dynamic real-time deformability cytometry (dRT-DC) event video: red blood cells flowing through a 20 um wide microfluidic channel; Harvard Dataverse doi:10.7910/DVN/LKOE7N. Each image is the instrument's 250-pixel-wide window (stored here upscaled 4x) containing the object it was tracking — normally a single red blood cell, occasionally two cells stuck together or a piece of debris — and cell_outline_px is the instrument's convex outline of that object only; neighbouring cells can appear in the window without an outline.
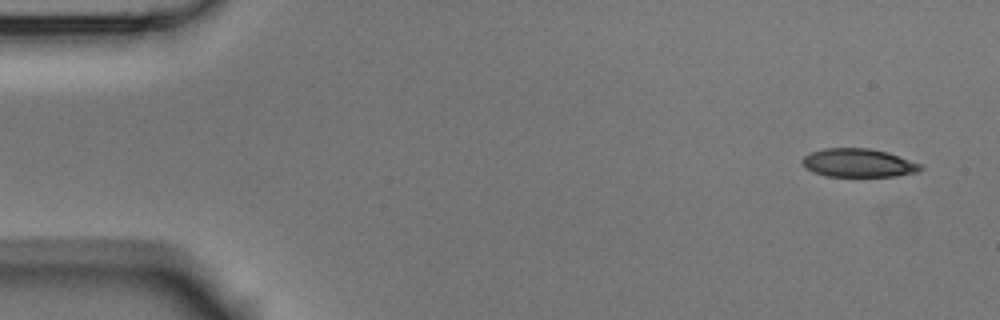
{"species": "Egyptian fruit bat (a non-hibernating species)", "species_latin": "Rousettus aegyptiacus", "temperature_condition": "room temperature", "stored_images_in_passage": 5, "camera_frame_rate_fps": 3000, "um_per_image_px": 0.085, "animal": {"sex": "male"}, "frame": {"image": 1, "passage_image": 1, "time_ms": 0.0, "image_size_px": [1000, 320], "cell_outline_px": [[924, 168], [916, 172], [896, 176], [828, 176], [812, 172], [804, 168], [800, 160], [804, 156], [812, 152], [824, 148], [868, 148], [888, 152], [920, 164]], "centroid_in_image_um": [72.92, 13.85], "position_along_channel_um": 12.1, "area_um2": 19.59}}
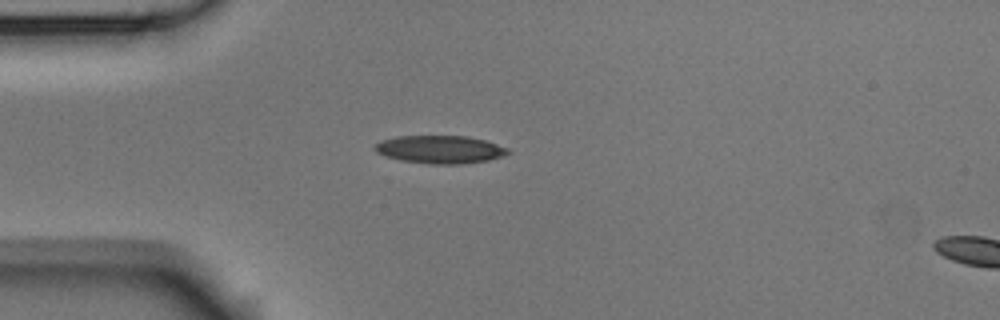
{"frame": {"image": 2, "passage_image": 4, "time_ms": 1.0, "image_size_px": [1000, 320], "cell_outline_px": [[512, 152], [504, 156], [488, 160], [456, 164], [432, 164], [400, 160], [376, 152], [372, 148], [380, 140], [396, 136], [468, 136], [484, 140], [508, 148]], "centroid_in_image_um": [37.4, 12.69], "position_along_channel_um": 47.6, "area_um2": 21.62}}